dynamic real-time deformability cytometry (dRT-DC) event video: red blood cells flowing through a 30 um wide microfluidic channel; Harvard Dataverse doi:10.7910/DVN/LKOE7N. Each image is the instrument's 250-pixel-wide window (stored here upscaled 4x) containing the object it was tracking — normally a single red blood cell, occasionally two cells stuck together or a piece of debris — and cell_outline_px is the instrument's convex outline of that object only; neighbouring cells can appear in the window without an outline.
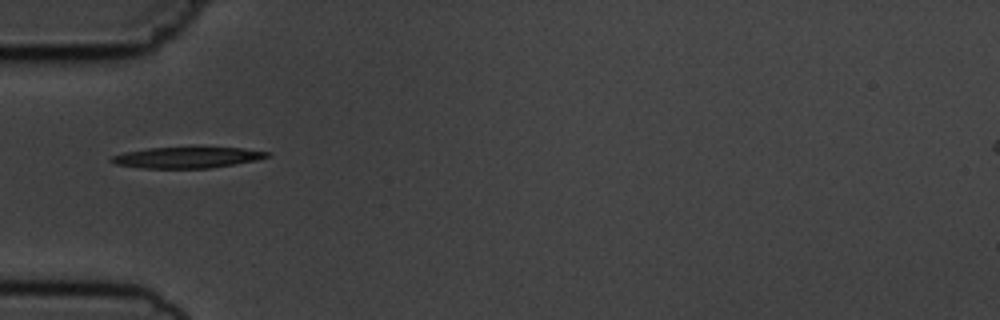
{"species": "common noctule bat (a hibernating species)", "species_latin": "Nyctalus noctula", "temperature_condition": "cold", "stored_images_in_passage": 5, "camera_frame_rate_fps": 3000, "um_per_image_px": 0.085, "animal": {"sex": "male", "body_mass_g": 19.5, "forearm_length_mm": 54.6}, "frame": {"image": 1, "passage_image": 5, "time_ms": 4.667, "image_size_px": [1000, 320], "cell_outline_px": [[272, 152], [268, 156], [256, 160], [208, 168], [144, 168], [116, 164], [108, 160], [112, 156], [124, 152], [148, 148], [244, 148]], "centroid_in_image_um": [15.88, 13.38], "position_along_channel_um": 69.1, "area_um2": 18.73}}